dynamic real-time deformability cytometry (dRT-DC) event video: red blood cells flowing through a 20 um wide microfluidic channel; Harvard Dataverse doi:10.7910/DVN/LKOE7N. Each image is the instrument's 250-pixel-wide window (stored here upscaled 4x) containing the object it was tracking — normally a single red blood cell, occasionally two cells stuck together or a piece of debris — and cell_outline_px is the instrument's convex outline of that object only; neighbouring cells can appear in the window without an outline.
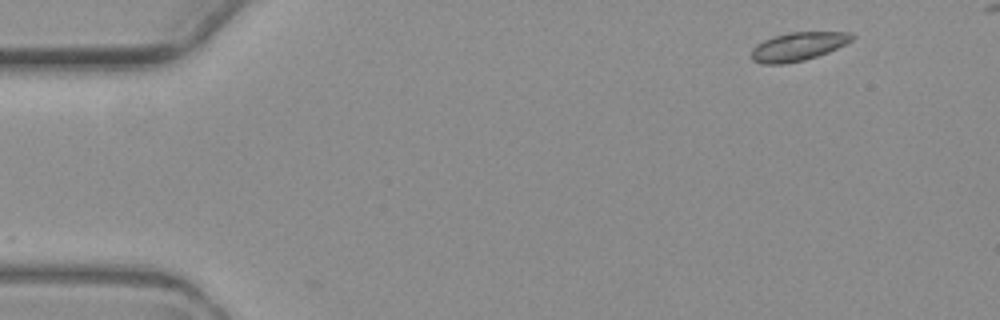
{"species": "common noctule bat (a hibernating species)", "species_latin": "Nyctalus noctula", "temperature_condition": "warm", "stored_images_in_passage": 5, "segment_of_instrument_passage": [1, 2], "camera_frame_rate_fps": 3000, "um_per_image_px": 0.085, "animal": {"sex": "female", "body_mass_g": 19.3, "forearm_length_mm": 54.1}, "frame": {"image": 1, "passage_image": 1, "time_ms": 0.0, "image_size_px": [1000, 320], "cell_outline_px": [[856, 36], [852, 40], [828, 52], [804, 60], [784, 64], [760, 64], [752, 60], [752, 48], [756, 44], [772, 36], [788, 32], [852, 32]], "centroid_in_image_um": [67.81, 3.95], "position_along_channel_um": 17.2, "area_um2": 16.76}}
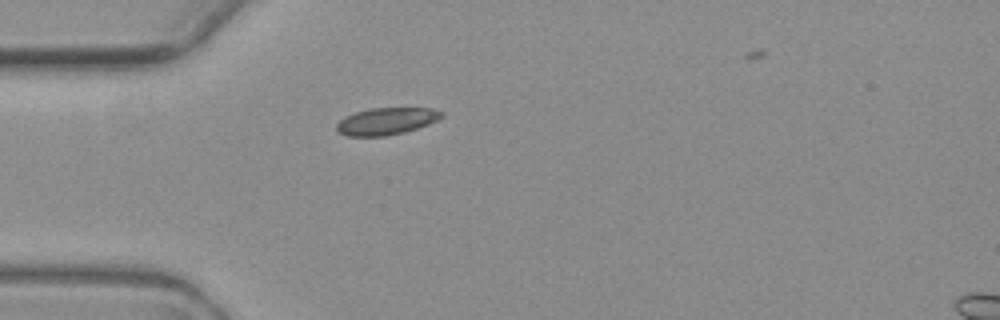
{"frame": {"image": 2, "passage_image": 4, "time_ms": 3.667, "image_size_px": [1000, 320], "cell_outline_px": [[444, 116], [428, 124], [404, 132], [384, 136], [348, 136], [336, 132], [336, 124], [344, 116], [368, 108], [432, 108], [444, 112]], "centroid_in_image_um": [32.81, 10.3], "position_along_channel_um": 52.2, "area_um2": 16.59}}